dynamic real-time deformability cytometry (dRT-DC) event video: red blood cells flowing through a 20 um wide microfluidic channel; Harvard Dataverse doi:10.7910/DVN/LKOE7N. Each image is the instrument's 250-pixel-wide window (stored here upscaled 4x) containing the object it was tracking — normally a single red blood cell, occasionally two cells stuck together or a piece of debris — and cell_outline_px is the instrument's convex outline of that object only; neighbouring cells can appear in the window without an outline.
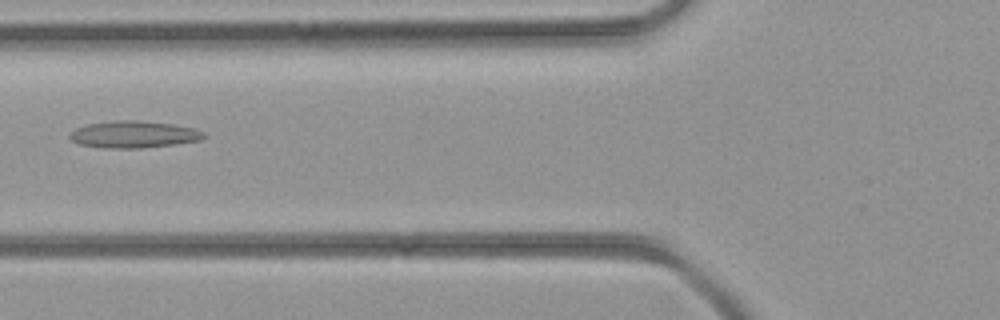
{"species": "common noctule bat (a hibernating species)", "species_latin": "Nyctalus noctula", "temperature_condition": "room temperature", "stored_images_in_passage": 30, "camera_frame_rate_fps": 3000, "um_per_image_px": 0.085, "animal": {"sex": "female", "body_mass_g": 21.9}, "frame": {"image": 1, "passage_image": 4, "time_ms": 1.0, "image_size_px": [1000, 320], "cell_outline_px": [[204, 136], [200, 140], [176, 144], [140, 148], [104, 148], [80, 144], [72, 140], [68, 136], [68, 132], [76, 128], [88, 124], [116, 120], [136, 120], [172, 124], [196, 128], [204, 132]], "centroid_in_image_um": [11.35, 11.42], "position_along_channel_um": 114.5, "area_um2": 21.04}}
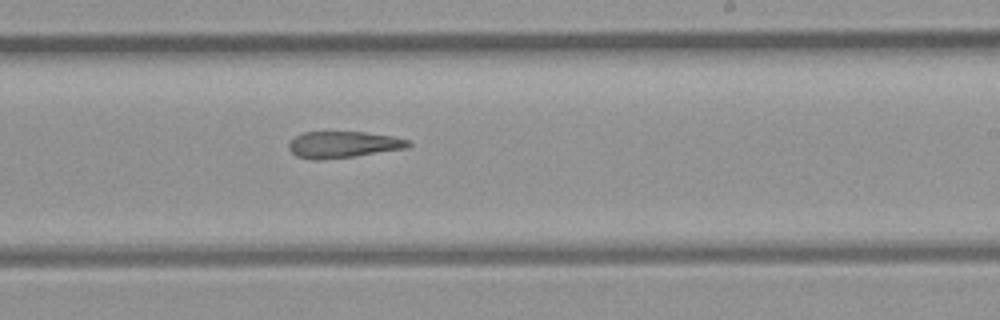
{"frame": {"image": 2, "passage_image": 13, "time_ms": 4.0, "image_size_px": [1000, 320], "cell_outline_px": [[412, 144], [408, 148], [356, 156], [320, 160], [312, 160], [296, 156], [288, 148], [288, 144], [296, 136], [304, 132], [364, 132], [392, 136], [408, 140]], "centroid_in_image_um": [29.18, 12.3], "position_along_channel_um": 259.8, "area_um2": 18.5}}
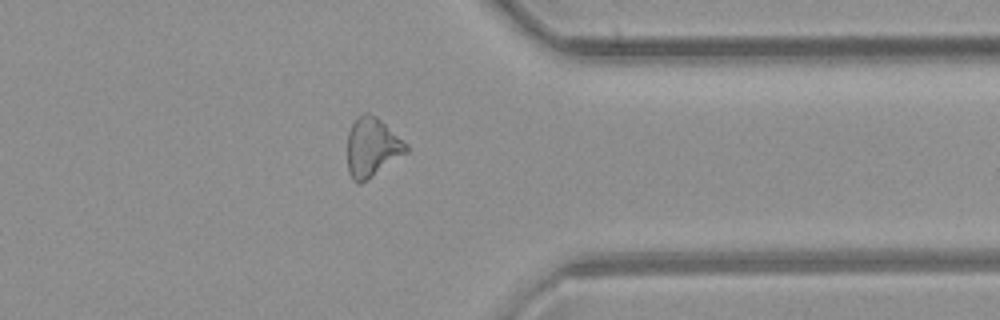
{"frame": {"image": 3, "passage_image": 21, "time_ms": 6.667, "image_size_px": [1000, 320], "cell_outline_px": [[408, 152], [360, 184], [356, 184], [352, 180], [348, 172], [348, 132], [352, 124], [364, 112], [368, 112], [376, 116], [408, 144]], "centroid_in_image_um": [31.62, 12.53], "position_along_channel_um": 379.8, "area_um2": 20.11}}